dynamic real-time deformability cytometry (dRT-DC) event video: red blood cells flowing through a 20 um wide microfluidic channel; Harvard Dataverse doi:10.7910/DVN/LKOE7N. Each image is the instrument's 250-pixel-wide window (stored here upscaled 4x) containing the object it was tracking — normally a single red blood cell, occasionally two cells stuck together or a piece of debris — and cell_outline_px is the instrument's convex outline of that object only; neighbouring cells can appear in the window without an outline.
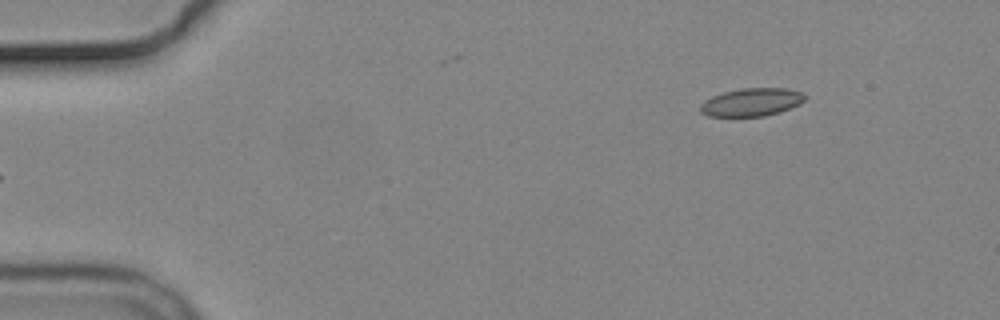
{"species": "common noctule bat (a hibernating species)", "species_latin": "Nyctalus noctula", "temperature_condition": "cold", "stored_images_in_passage": 4, "camera_frame_rate_fps": 3000, "um_per_image_px": 0.085, "animal": {"sex": "male", "body_mass_g": 19.2, "forearm_length_mm": 51.8}, "frame": {"image": 1, "passage_image": 4, "time_ms": 3.667, "image_size_px": [1000, 320], "cell_outline_px": [[804, 100], [800, 104], [780, 112], [764, 116], [708, 116], [700, 112], [700, 104], [704, 100], [712, 96], [724, 92], [740, 88], [788, 88], [804, 92]], "centroid_in_image_um": [63.88, 8.68], "position_along_channel_um": 21.1, "area_um2": 17.17}}